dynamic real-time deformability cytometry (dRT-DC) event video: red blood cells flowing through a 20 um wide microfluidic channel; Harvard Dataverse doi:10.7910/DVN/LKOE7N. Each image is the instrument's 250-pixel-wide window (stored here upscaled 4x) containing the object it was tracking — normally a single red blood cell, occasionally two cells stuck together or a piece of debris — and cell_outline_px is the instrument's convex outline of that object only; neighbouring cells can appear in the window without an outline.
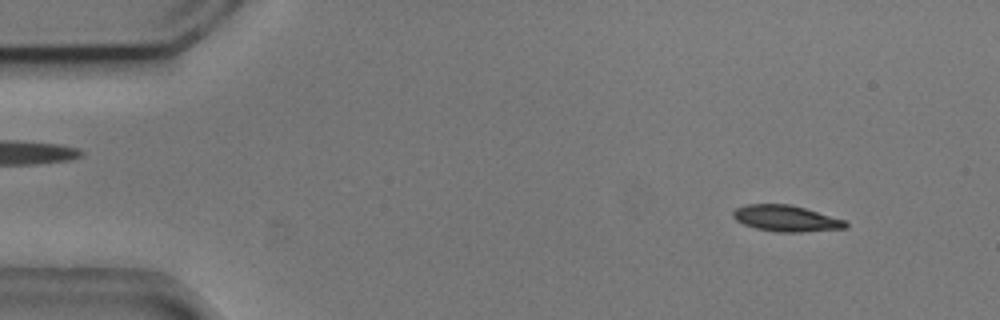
{"species": "common noctule bat (a hibernating species)", "species_latin": "Nyctalus noctula", "temperature_condition": "cold", "stored_images_in_passage": 8, "camera_frame_rate_fps": 3000, "um_per_image_px": 0.085, "animal": {"sex": "male", "body_mass_g": 20.5, "forearm_length_mm": 52.5}, "frame": {"image": 1, "passage_image": 1, "time_ms": 0.0, "image_size_px": [1000, 320], "cell_outline_px": [[848, 228], [800, 232], [776, 232], [756, 228], [744, 224], [736, 220], [732, 216], [732, 212], [736, 208], [744, 204], [788, 204], [804, 208], [844, 220], [848, 224]], "centroid_in_image_um": [66.78, 18.57], "position_along_channel_um": 18.2, "area_um2": 17.05}}
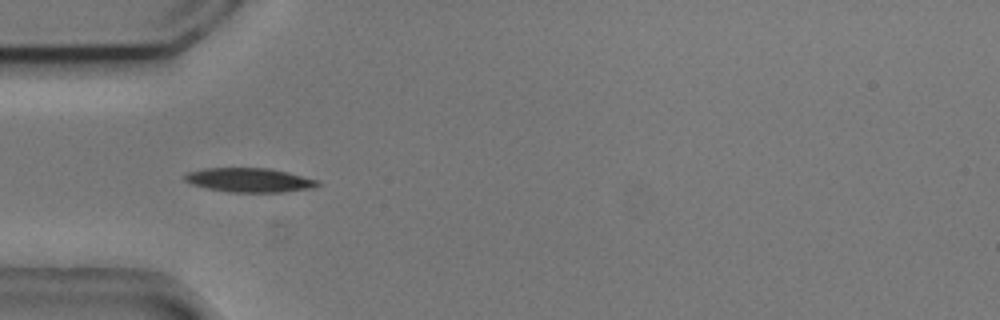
{"frame": {"image": 2, "passage_image": 4, "time_ms": 1.0, "image_size_px": [1000, 320], "cell_outline_px": [[320, 184], [316, 188], [280, 192], [228, 192], [208, 188], [192, 184], [184, 180], [184, 176], [188, 172], [204, 168], [268, 168], [288, 172], [316, 180]], "centroid_in_image_um": [21.2, 15.31], "position_along_channel_um": 63.8, "area_um2": 18.61}}
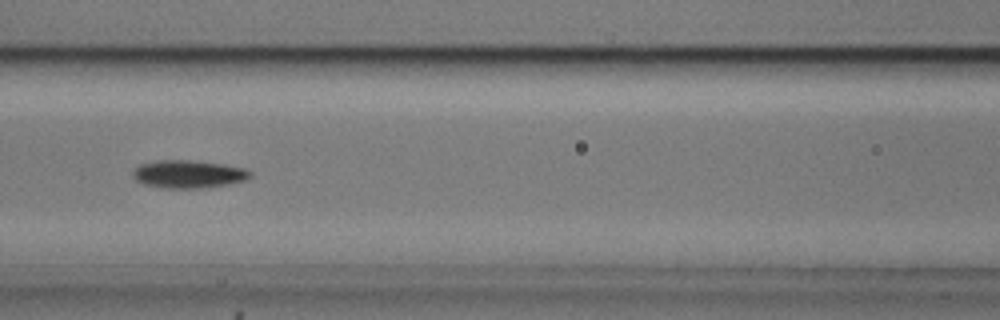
{"frame": {"image": 3, "passage_image": 6, "time_ms": 1.667, "image_size_px": [1000, 320], "cell_outline_px": [[252, 176], [244, 180], [228, 184], [204, 188], [160, 188], [144, 184], [136, 180], [132, 176], [132, 172], [140, 164], [160, 160], [196, 160], [224, 164], [244, 168], [252, 172]], "centroid_in_image_um": [16.02, 14.8], "position_along_channel_um": 150.6, "area_um2": 19.19}}